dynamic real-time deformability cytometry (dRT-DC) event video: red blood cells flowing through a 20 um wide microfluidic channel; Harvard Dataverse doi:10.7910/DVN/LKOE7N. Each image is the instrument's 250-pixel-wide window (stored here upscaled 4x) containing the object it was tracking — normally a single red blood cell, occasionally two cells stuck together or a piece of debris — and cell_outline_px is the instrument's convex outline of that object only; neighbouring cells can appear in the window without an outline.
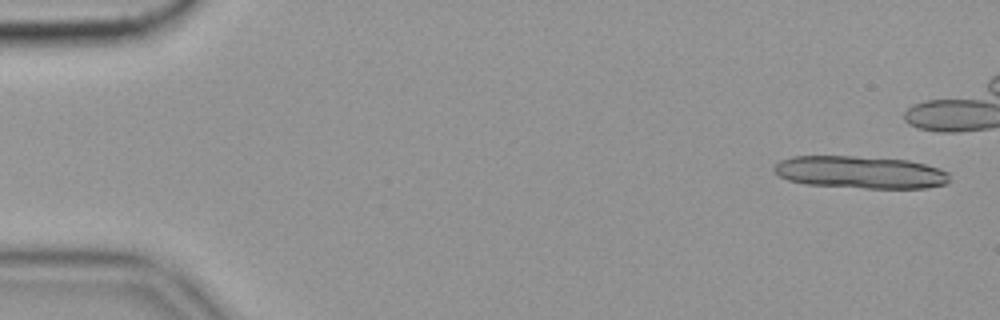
{"species": "common noctule bat (a hibernating species)", "species_latin": "Nyctalus noctula", "temperature_condition": "cold", "stored_images_in_passage": 8, "camera_frame_rate_fps": 3000, "um_per_image_px": 0.085, "animal": {"sex": "female", "body_mass_g": 19.9}, "frame": {"image": 1, "passage_image": 1, "time_ms": 0.0, "image_size_px": [1000, 320], "cell_outline_px": [[948, 184], [924, 188], [864, 188], [808, 184], [788, 180], [780, 176], [772, 168], [780, 160], [792, 156], [856, 156], [908, 160], [924, 164], [948, 172]], "centroid_in_image_um": [73.11, 14.64], "position_along_channel_um": 11.9, "area_um2": 33.0}}